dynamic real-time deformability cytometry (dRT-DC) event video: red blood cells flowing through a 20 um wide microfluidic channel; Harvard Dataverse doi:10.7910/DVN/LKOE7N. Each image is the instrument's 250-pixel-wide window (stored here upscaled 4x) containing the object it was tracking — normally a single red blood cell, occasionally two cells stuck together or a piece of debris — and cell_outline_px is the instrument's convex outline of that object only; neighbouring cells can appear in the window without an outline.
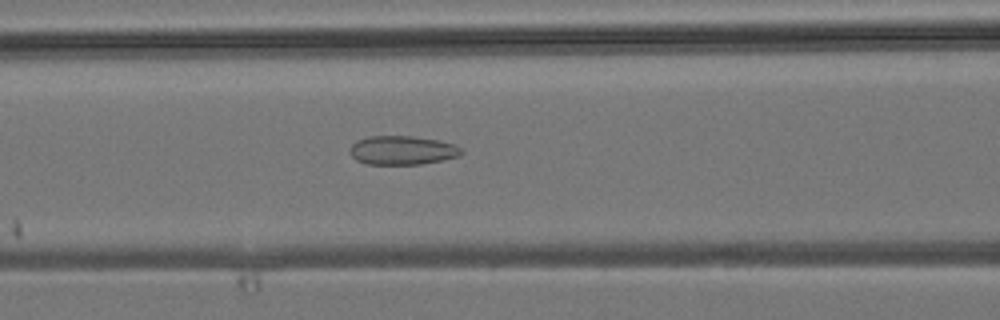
{"species": "common noctule bat (a hibernating species)", "species_latin": "Nyctalus noctula", "temperature_condition": "room temperature", "stored_images_in_passage": 8, "camera_frame_rate_fps": 3000, "um_per_image_px": 0.085, "animal": {"sex": "male", "body_mass_g": 19.2, "forearm_length_mm": 51.8}, "frame": {"image": 1, "passage_image": 7, "time_ms": 7.667, "image_size_px": [1000, 320], "cell_outline_px": [[464, 152], [460, 156], [420, 164], [364, 164], [356, 160], [348, 152], [348, 148], [356, 140], [368, 136], [412, 136], [440, 140], [452, 144], [460, 148]], "centroid_in_image_um": [34.14, 12.77], "position_along_channel_um": 132.5, "area_um2": 18.9}}